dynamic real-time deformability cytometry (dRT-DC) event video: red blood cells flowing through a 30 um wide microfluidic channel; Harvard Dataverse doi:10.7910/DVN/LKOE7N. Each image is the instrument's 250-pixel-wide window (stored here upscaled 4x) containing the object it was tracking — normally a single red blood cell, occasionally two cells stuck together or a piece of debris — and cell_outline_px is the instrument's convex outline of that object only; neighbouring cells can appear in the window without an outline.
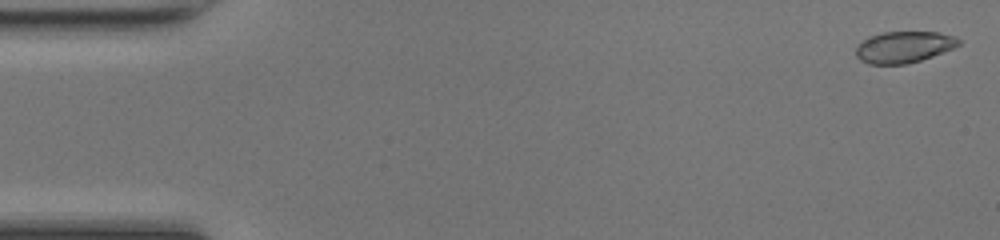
{"species": "common noctule bat (a hibernating species)", "species_latin": "Nyctalus noctula", "temperature_condition": "room temperature", "stored_images_in_passage": 48, "camera_frame_rate_fps": 3000, "um_per_image_px": 0.085, "animal": {"sex": "female", "body_mass_g": 17.0, "forearm_length_mm": 48.0}, "frame": {"image": 1, "passage_image": 1, "time_ms": 0.0, "image_size_px": [1000, 240], "cell_outline_px": [[960, 44], [952, 48], [932, 56], [908, 64], [868, 64], [860, 60], [856, 56], [856, 48], [864, 40], [872, 36], [884, 32], [940, 32], [956, 36], [960, 40]], "centroid_in_image_um": [76.85, 4.0], "position_along_channel_um": 8.2, "area_um2": 18.67}}
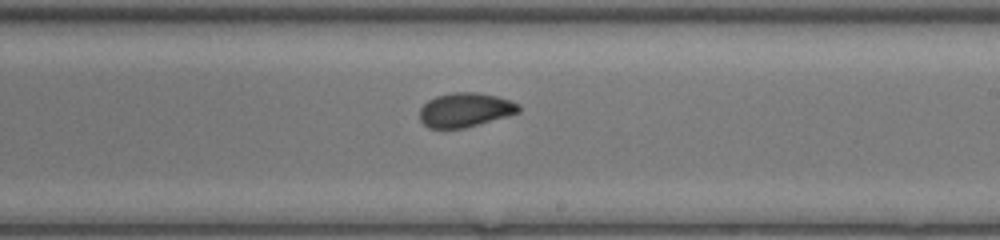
{"frame": {"image": 2, "passage_image": 28, "time_ms": 9.0, "image_size_px": [1000, 240], "cell_outline_px": [[520, 112], [508, 116], [464, 128], [428, 128], [420, 120], [420, 108], [428, 100], [436, 96], [452, 92], [476, 92], [496, 96], [520, 104]], "centroid_in_image_um": [39.54, 9.34], "position_along_channel_um": 249.5, "area_um2": 19.71}}
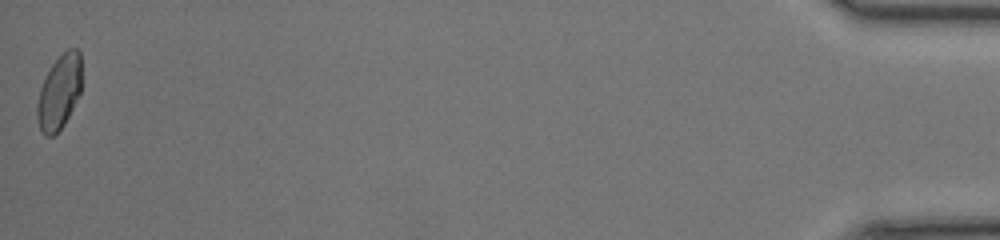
{"frame": {"image": 3, "passage_image": 48, "time_ms": 15.667, "image_size_px": [1000, 240], "cell_outline_px": [[84, 84], [64, 124], [52, 136], [44, 136], [40, 132], [36, 116], [36, 104], [40, 88], [52, 64], [68, 48], [76, 48], [80, 52]], "centroid_in_image_um": [5.05, 7.81], "position_along_channel_um": 430.1, "area_um2": 19.59}, "authors_computed_cell_mechanics": {"area_um2": 19.7965, "velocity_mm_per_s": 4.2974, "shape_relaxation_time_tau1_ms": 5.1668, "shape_relaxation_time_tau2_ms": 0.8019, "deformation_change_tau1": 0.1588, "deformation_change_tau2": 0.0401}}